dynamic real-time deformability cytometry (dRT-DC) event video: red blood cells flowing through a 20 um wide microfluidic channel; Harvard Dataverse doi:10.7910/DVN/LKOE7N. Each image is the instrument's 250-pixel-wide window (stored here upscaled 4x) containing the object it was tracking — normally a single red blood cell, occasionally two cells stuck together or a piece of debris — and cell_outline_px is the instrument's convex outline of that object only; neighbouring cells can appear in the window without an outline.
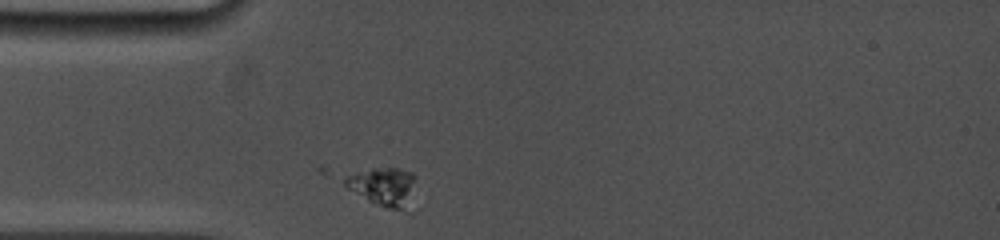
{"species": "common noctule bat (a hibernating species)", "species_latin": "Nyctalus noctula", "temperature_condition": "cold", "stored_images_in_passage": 9, "camera_frame_rate_fps": 5000, "um_per_image_px": 0.085, "animal": {"sex": "female", "body_mass_g": 19.0, "forearm_length_mm": 53.3}, "frame": {"image": 1, "passage_image": 1, "time_ms": 0.0, "image_size_px": [1000, 240], "cell_outline_px": [[416, 176], [404, 208], [384, 208], [368, 200], [348, 188], [344, 184], [344, 180], [348, 176], [372, 168], [400, 168], [412, 172]], "centroid_in_image_um": [32.55, 15.81], "position_along_channel_um": 52.5, "area_um2": 14.97}}